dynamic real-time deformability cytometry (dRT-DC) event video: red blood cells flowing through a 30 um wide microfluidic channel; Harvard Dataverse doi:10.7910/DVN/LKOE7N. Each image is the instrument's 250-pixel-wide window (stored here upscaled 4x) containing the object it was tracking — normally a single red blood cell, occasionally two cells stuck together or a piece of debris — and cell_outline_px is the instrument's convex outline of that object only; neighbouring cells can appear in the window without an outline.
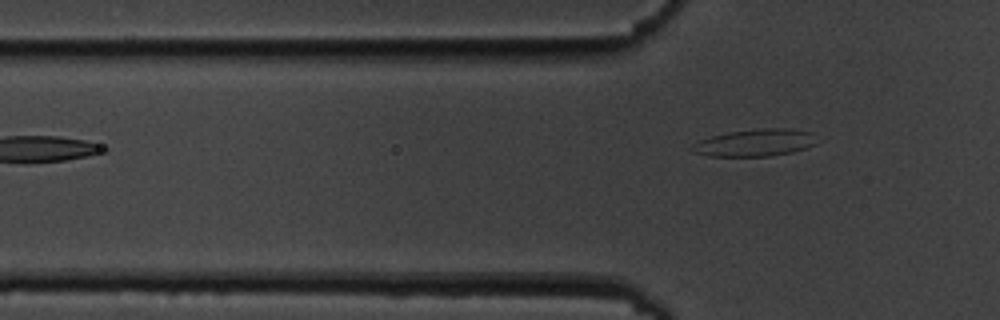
{"species": "common noctule bat (a hibernating species)", "species_latin": "Nyctalus noctula", "temperature_condition": "cold", "stored_images_in_passage": 5, "camera_frame_rate_fps": 3000, "um_per_image_px": 0.085, "animal": {"sex": "male", "body_mass_g": 19.5, "forearm_length_mm": 54.6}, "frame": {"image": 1, "passage_image": 5, "time_ms": 4.667, "image_size_px": [1000, 320], "cell_outline_px": [[816, 144], [808, 148], [792, 152], [768, 156], [708, 156], [692, 152], [688, 148], [692, 144], [700, 140], [712, 136], [728, 132], [760, 128], [792, 128], [812, 132]], "centroid_in_image_um": [64.16, 12.13], "position_along_channel_um": 61.6, "area_um2": 19.94}}